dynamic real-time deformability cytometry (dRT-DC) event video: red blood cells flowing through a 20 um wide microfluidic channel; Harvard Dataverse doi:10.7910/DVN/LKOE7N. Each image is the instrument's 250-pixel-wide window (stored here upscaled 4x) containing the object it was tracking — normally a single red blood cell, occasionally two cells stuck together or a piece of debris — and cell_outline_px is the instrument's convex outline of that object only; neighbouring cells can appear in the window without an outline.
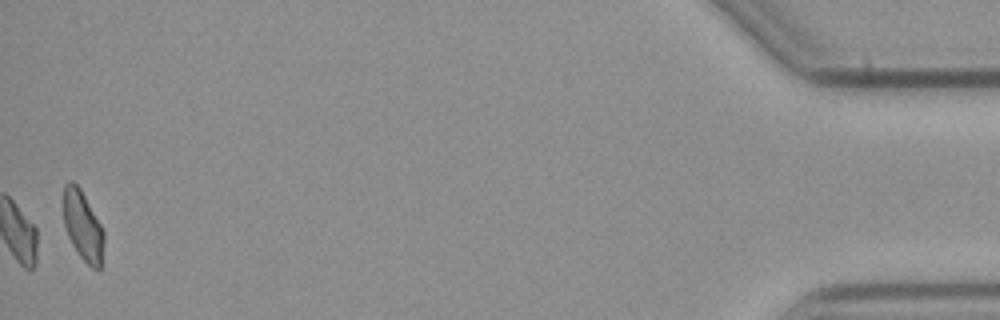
{"species": "common noctule bat (a hibernating species)", "species_latin": "Nyctalus noctula", "temperature_condition": "cold", "stored_images_in_passage": 53, "segment_of_instrument_passage": [2, 2], "camera_frame_rate_fps": 3000, "um_per_image_px": 0.085, "animal": {"sex": "male", "body_mass_g": 23.1, "forearm_length_mm": 52.7}, "frame": {"image": 1, "passage_image": 53, "time_ms": 17.333, "image_size_px": [1000, 320], "cell_outline_px": [[104, 244], [100, 268], [92, 268], [80, 256], [72, 244], [68, 236], [64, 224], [64, 184], [72, 180], [80, 188], [100, 224], [104, 232]], "centroid_in_image_um": [7.04, 19.2], "position_along_channel_um": 428.2, "area_um2": 16.13}}